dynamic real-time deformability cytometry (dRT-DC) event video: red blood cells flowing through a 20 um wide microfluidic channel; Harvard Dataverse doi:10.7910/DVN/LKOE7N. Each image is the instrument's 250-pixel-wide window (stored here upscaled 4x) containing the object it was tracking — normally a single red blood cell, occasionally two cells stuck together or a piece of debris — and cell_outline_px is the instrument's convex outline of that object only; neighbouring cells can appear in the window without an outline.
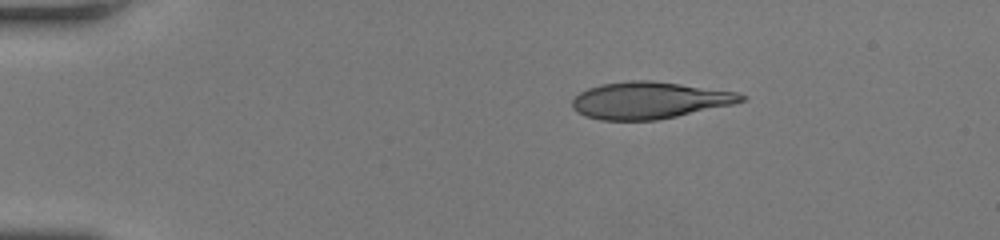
{"species": "human", "species_latin": "Homo sapiens", "temperature_condition": "room temperature", "stored_images_in_passage": 41, "camera_frame_rate_fps": 3000, "um_per_image_px": 0.085, "donor": {"sex": "female"}, "frame": {"image": 1, "passage_image": 1, "time_ms": 0.0, "image_size_px": [1000, 240], "cell_outline_px": [[748, 96], [744, 100], [732, 104], [676, 116], [656, 120], [600, 120], [584, 116], [576, 112], [572, 108], [572, 100], [580, 92], [588, 88], [600, 84], [628, 80], [652, 80], [736, 92]], "centroid_in_image_um": [55.14, 8.52], "position_along_channel_um": 29.9, "area_um2": 36.18}}
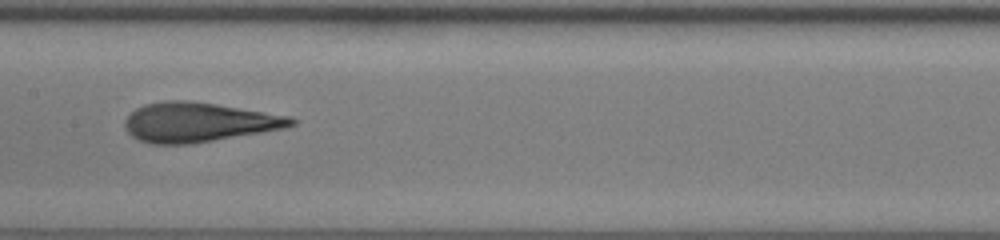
{"frame": {"image": 2, "passage_image": 18, "time_ms": 5.667, "image_size_px": [1000, 240], "cell_outline_px": [[296, 124], [288, 128], [192, 144], [152, 144], [140, 140], [132, 136], [128, 132], [124, 124], [124, 120], [136, 108], [144, 104], [164, 100], [188, 100], [216, 104], [292, 116], [296, 120]], "centroid_in_image_um": [16.91, 10.39], "position_along_channel_um": 190.5, "area_um2": 38.55}}
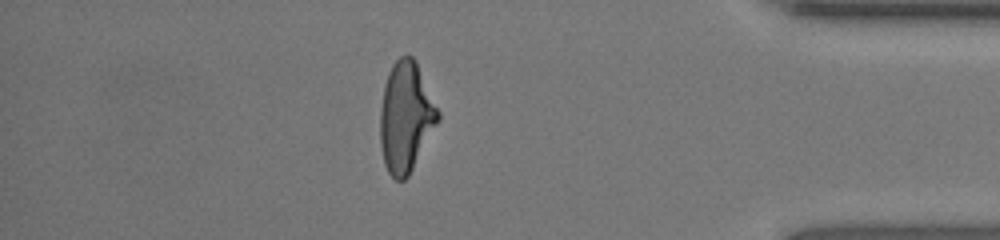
{"frame": {"image": 3, "passage_image": 35, "time_ms": 11.333, "image_size_px": [1000, 240], "cell_outline_px": [[440, 120], [408, 176], [404, 180], [396, 180], [388, 172], [384, 164], [380, 144], [380, 108], [384, 84], [388, 72], [392, 64], [400, 56], [408, 52], [416, 60], [440, 112]], "centroid_in_image_um": [34.49, 9.91], "position_along_channel_um": 400.7, "area_um2": 37.51}, "authors_computed_cell_mechanics": {"area_um2": 37.1654, "velocity_mm_per_s": 4.262, "shape_relaxation_time_tau1_ms": 6.0263, "shape_relaxation_time_tau2_ms": 1.1784, "deformation_change_tau1": 0.2696, "deformation_change_tau2": 0.0975}}